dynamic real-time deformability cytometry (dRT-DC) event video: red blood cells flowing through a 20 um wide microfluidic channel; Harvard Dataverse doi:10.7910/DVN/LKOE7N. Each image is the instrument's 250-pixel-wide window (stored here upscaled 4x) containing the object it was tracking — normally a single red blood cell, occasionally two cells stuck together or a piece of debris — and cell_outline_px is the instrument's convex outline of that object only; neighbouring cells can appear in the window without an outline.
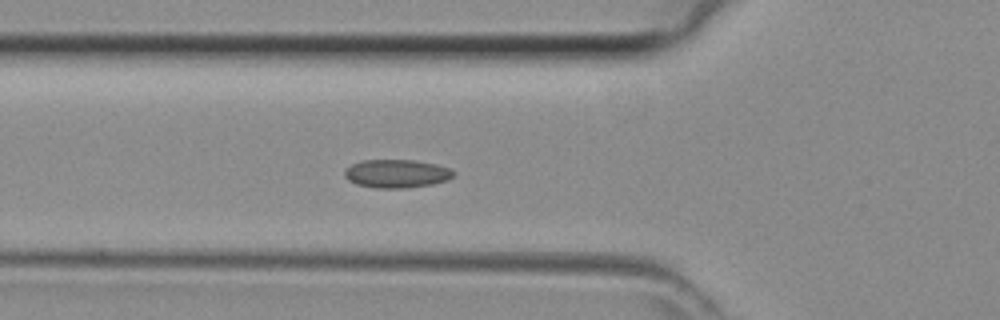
{"species": "common noctule bat (a hibernating species)", "species_latin": "Nyctalus noctula", "temperature_condition": "room temperature", "stored_images_in_passage": 36, "camera_frame_rate_fps": 3000, "um_per_image_px": 0.085, "animal": {"sex": "female", "body_mass_g": 29.2, "forearm_length_mm": 56.3}, "frame": {"image": 1, "passage_image": 7, "time_ms": 2.0, "image_size_px": [1000, 320], "cell_outline_px": [[456, 172], [448, 180], [432, 184], [408, 188], [372, 188], [356, 184], [348, 180], [344, 176], [344, 172], [352, 164], [360, 160], [412, 160], [436, 164], [452, 168]], "centroid_in_image_um": [33.73, 14.76], "position_along_channel_um": 92.1, "area_um2": 18.15}}
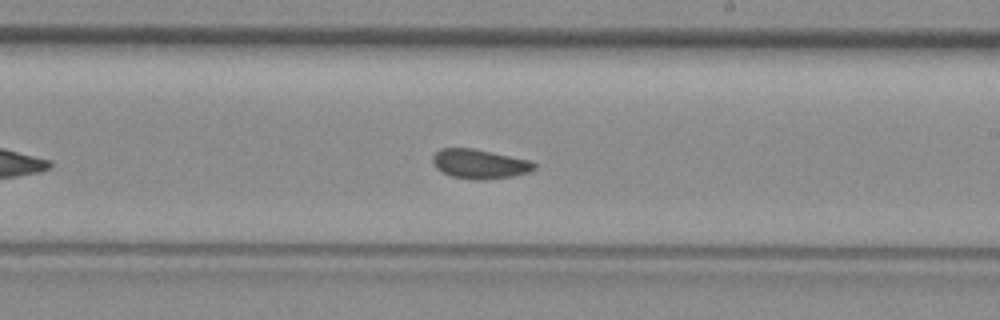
{"frame": {"image": 2, "passage_image": 17, "time_ms": 5.333, "image_size_px": [1000, 320], "cell_outline_px": [[536, 168], [528, 172], [516, 176], [484, 180], [472, 180], [452, 176], [436, 168], [432, 160], [432, 156], [440, 148], [472, 148], [492, 152], [528, 160], [536, 164]], "centroid_in_image_um": [40.76, 13.94], "position_along_channel_um": 248.2, "area_um2": 17.4}}
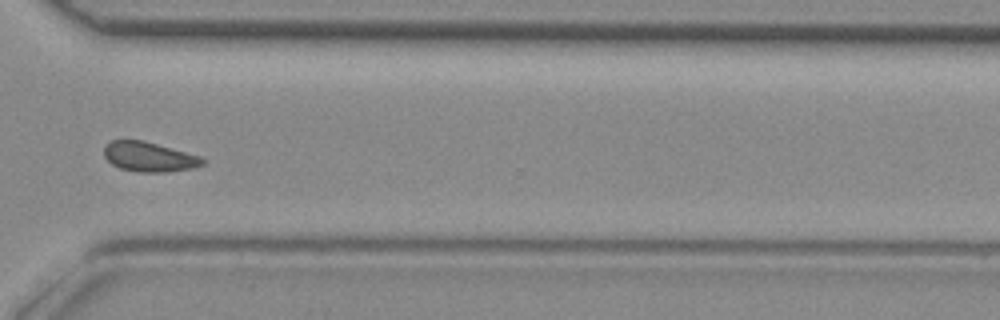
{"frame": {"image": 3, "passage_image": 24, "time_ms": 7.667, "image_size_px": [1000, 320], "cell_outline_px": [[204, 164], [196, 168], [168, 172], [140, 172], [120, 168], [112, 164], [104, 156], [104, 144], [112, 140], [144, 140], [200, 156], [204, 160]], "centroid_in_image_um": [12.67, 13.33], "position_along_channel_um": 357.9, "area_um2": 17.17}}